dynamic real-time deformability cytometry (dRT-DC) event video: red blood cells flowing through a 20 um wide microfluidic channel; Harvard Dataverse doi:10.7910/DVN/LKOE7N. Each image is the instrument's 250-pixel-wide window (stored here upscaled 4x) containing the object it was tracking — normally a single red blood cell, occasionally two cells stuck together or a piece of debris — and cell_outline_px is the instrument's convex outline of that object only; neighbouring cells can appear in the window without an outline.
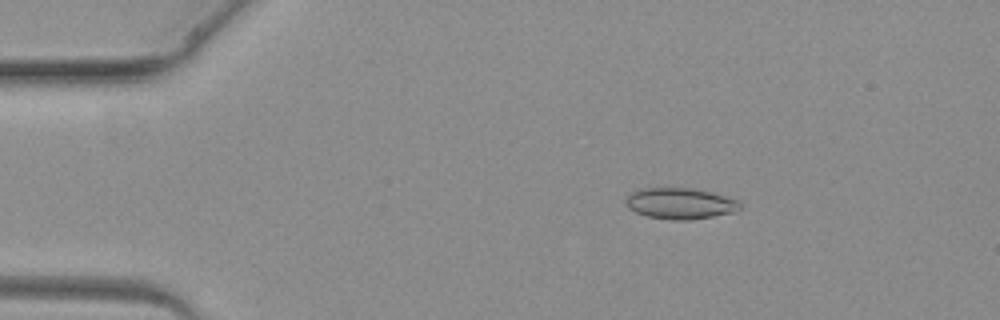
{"species": "common noctule bat (a hibernating species)", "species_latin": "Nyctalus noctula", "temperature_condition": "warm", "stored_images_in_passage": 3, "camera_frame_rate_fps": 3000, "um_per_image_px": 0.085, "animal": {"sex": "female", "body_mass_g": 19.3, "forearm_length_mm": 54.1}, "frame": {"image": 1, "passage_image": 2, "time_ms": 1.333, "image_size_px": [1000, 320], "cell_outline_px": [[740, 208], [736, 212], [688, 220], [672, 220], [648, 216], [636, 212], [628, 208], [624, 200], [632, 192], [644, 188], [692, 188], [712, 192], [736, 200], [740, 204]], "centroid_in_image_um": [57.8, 17.29], "position_along_channel_um": 27.2, "area_um2": 20.52}}